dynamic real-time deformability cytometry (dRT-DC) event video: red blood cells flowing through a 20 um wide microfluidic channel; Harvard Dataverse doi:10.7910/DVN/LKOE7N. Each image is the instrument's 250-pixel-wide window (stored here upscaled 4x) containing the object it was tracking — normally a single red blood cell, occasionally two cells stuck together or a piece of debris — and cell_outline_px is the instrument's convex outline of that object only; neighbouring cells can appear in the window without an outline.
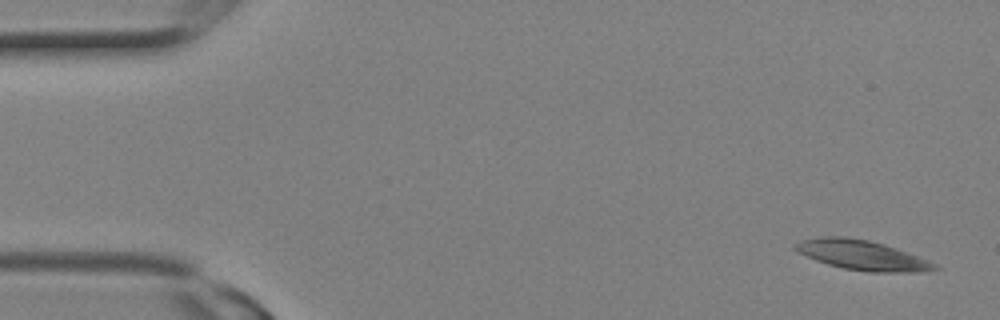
{"species": "Egyptian fruit bat (a non-hibernating species)", "species_latin": "Rousettus aegyptiacus", "temperature_condition": "room temperature", "stored_images_in_passage": 14, "camera_frame_rate_fps": 3000, "um_per_image_px": 0.085, "animal": {"sex": "female"}, "frame": {"image": 1, "passage_image": 1, "time_ms": 0.0, "image_size_px": [1000, 320], "cell_outline_px": [[940, 268], [912, 272], [872, 272], [844, 268], [828, 264], [816, 260], [796, 252], [792, 248], [792, 244], [800, 240], [820, 236], [844, 236], [868, 240], [884, 244], [928, 260], [936, 264]], "centroid_in_image_um": [73.18, 21.67], "position_along_channel_um": 11.8, "area_um2": 24.04}}
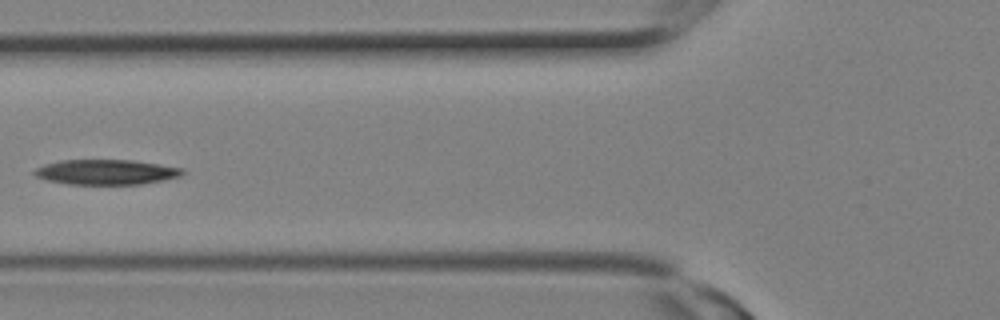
{"frame": {"image": 2, "passage_image": 10, "time_ms": 3.0, "image_size_px": [1000, 320], "cell_outline_px": [[184, 172], [180, 176], [164, 180], [140, 184], [68, 184], [48, 180], [36, 176], [32, 172], [36, 168], [44, 164], [60, 160], [132, 160], [184, 168]], "centroid_in_image_um": [9.02, 14.62], "position_along_channel_um": 116.8, "area_um2": 21.56}}
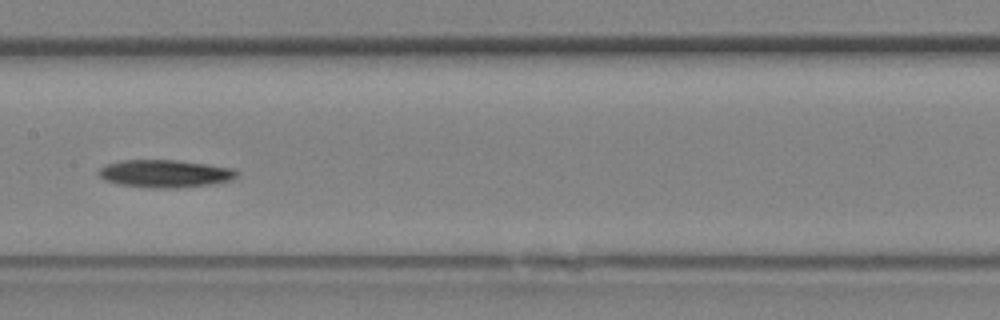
{"frame": {"image": 3, "passage_image": 13, "time_ms": 4.0, "image_size_px": [1000, 320], "cell_outline_px": [[236, 176], [232, 180], [212, 184], [176, 188], [160, 188], [120, 184], [104, 180], [96, 172], [104, 164], [120, 160], [176, 160], [208, 164], [232, 168], [236, 172]], "centroid_in_image_um": [13.99, 14.75], "position_along_channel_um": 193.4, "area_um2": 22.2}}